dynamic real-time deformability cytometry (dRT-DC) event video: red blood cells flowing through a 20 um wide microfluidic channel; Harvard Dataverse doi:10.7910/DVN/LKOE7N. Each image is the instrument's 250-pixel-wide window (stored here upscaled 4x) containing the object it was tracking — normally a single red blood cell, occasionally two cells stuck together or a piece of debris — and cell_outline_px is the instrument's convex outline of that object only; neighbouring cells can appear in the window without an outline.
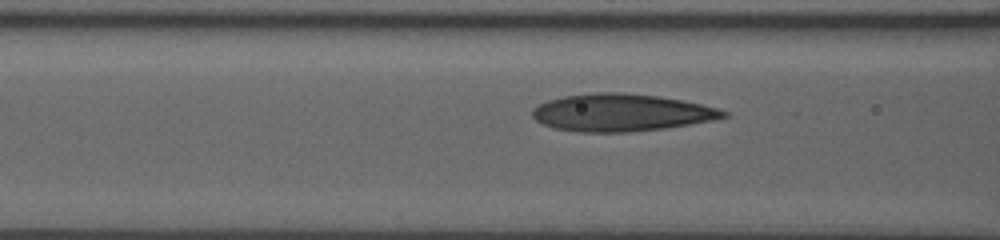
{"species": "human", "species_latin": "Homo sapiens", "temperature_condition": "room temperature", "stored_images_in_passage": 16, "camera_frame_rate_fps": 3000, "um_per_image_px": 0.085, "donor": {"sex": "male"}, "frame": {"image": 1, "passage_image": 14, "time_ms": 4.333, "image_size_px": [1000, 240], "cell_outline_px": [[728, 116], [712, 120], [664, 128], [628, 132], [576, 132], [552, 128], [536, 120], [532, 116], [532, 108], [548, 100], [564, 96], [596, 92], [620, 92], [660, 96], [720, 108], [728, 112]], "centroid_in_image_um": [52.78, 9.57], "position_along_channel_um": 113.8, "area_um2": 41.56}}